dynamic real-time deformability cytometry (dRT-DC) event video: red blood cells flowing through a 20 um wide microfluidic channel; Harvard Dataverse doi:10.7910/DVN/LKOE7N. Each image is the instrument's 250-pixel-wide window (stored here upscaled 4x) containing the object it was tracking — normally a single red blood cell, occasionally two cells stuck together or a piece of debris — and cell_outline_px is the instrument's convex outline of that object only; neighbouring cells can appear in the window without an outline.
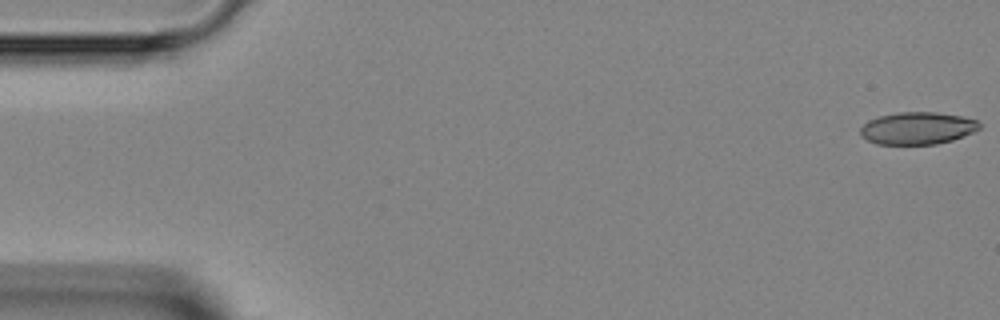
{"species": "Egyptian fruit bat (a non-hibernating species)", "species_latin": "Rousettus aegyptiacus", "temperature_condition": "room temperature", "stored_images_in_passage": 47, "camera_frame_rate_fps": 3000, "um_per_image_px": 0.085, "animal": {"sex": "female"}, "frame": {"image": 1, "passage_image": 1, "time_ms": 0.0, "image_size_px": [1000, 320], "cell_outline_px": [[980, 128], [964, 136], [952, 140], [936, 144], [876, 144], [860, 136], [860, 128], [868, 120], [880, 116], [896, 112], [936, 112], [960, 116], [976, 120], [980, 124]], "centroid_in_image_um": [77.95, 10.9], "position_along_channel_um": 7.0, "area_um2": 22.37}}
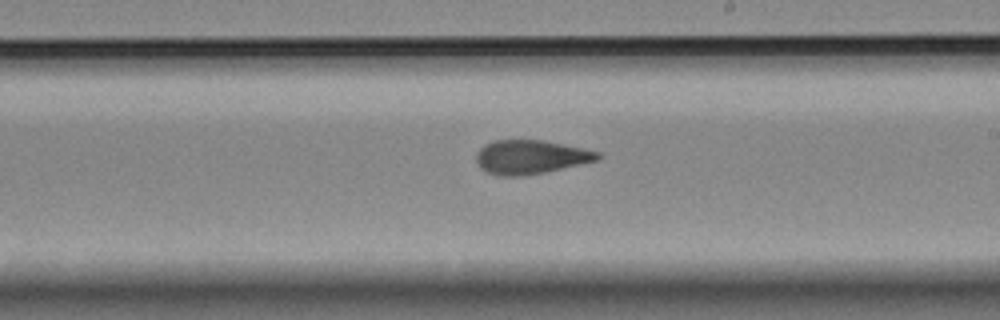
{"frame": {"image": 2, "passage_image": 27, "time_ms": 8.667, "image_size_px": [1000, 320], "cell_outline_px": [[604, 156], [600, 160], [544, 172], [524, 176], [496, 176], [484, 172], [476, 164], [476, 152], [484, 144], [496, 140], [540, 140], [600, 152]], "centroid_in_image_um": [45.06, 13.36], "position_along_channel_um": 243.9, "area_um2": 24.16}}
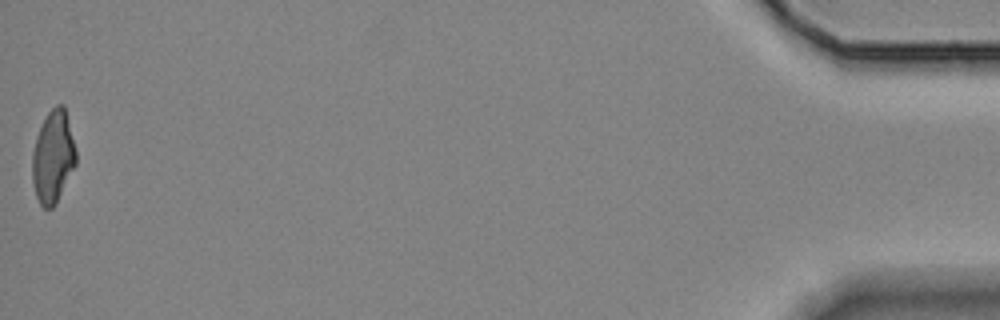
{"frame": {"image": 3, "passage_image": 47, "time_ms": 15.333, "image_size_px": [1000, 320], "cell_outline_px": [[76, 164], [56, 204], [52, 208], [44, 208], [40, 204], [36, 196], [32, 180], [32, 152], [36, 136], [48, 112], [56, 104], [64, 104], [76, 148]], "centroid_in_image_um": [4.51, 13.33], "position_along_channel_um": 430.7, "area_um2": 23.64}}